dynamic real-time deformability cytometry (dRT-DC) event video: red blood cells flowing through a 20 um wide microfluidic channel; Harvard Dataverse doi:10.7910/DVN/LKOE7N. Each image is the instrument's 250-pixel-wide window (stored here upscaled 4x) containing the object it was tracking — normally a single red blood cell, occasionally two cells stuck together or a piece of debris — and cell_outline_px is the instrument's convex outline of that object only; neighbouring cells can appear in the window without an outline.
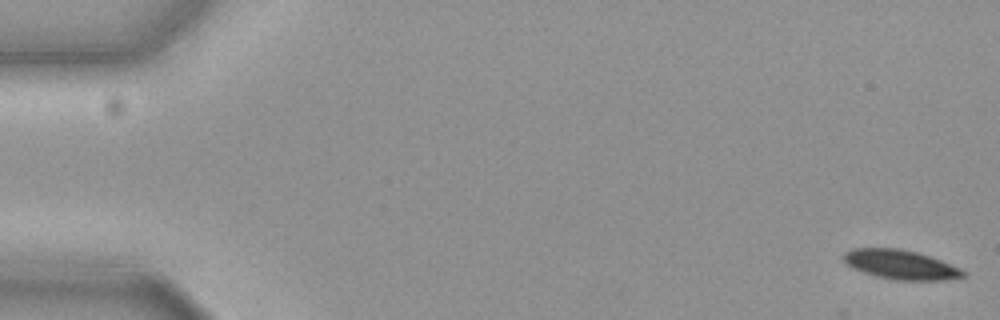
{"species": "common noctule bat (a hibernating species)", "species_latin": "Nyctalus noctula", "temperature_condition": "cold", "stored_images_in_passage": 5, "camera_frame_rate_fps": 3000, "um_per_image_px": 0.085, "animal": {"sex": "female", "body_mass_g": 19.3, "forearm_length_mm": 54.1}, "frame": {"image": 1, "passage_image": 1, "time_ms": 0.0, "image_size_px": [1000, 320], "cell_outline_px": [[968, 276], [944, 280], [896, 280], [876, 276], [852, 268], [844, 260], [844, 252], [852, 248], [900, 248], [916, 252], [940, 260], [960, 268]], "centroid_in_image_um": [76.55, 22.49], "position_along_channel_um": 8.4, "area_um2": 20.29}}